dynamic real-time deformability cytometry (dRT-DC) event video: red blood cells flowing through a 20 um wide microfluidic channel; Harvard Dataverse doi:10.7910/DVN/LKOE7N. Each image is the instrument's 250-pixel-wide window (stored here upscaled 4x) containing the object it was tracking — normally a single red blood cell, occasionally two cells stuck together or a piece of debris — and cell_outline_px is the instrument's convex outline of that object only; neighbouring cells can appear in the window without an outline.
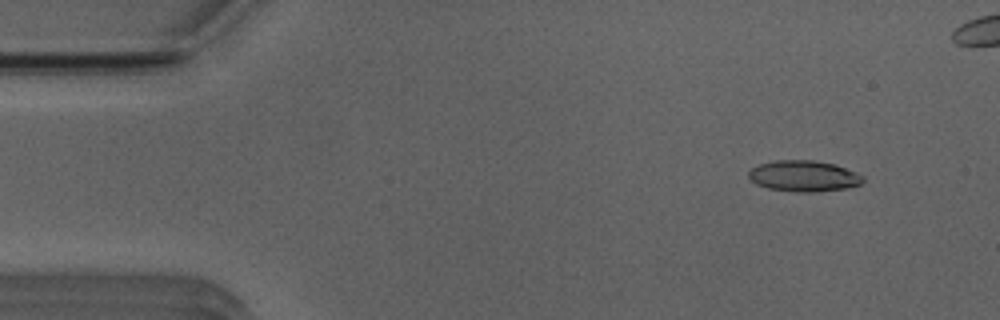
{"species": "Egyptian fruit bat (a non-hibernating species)", "species_latin": "Rousettus aegyptiacus", "temperature_condition": "room temperature", "stored_images_in_passage": 47, "camera_frame_rate_fps": 3000, "um_per_image_px": 0.085, "animal": {"sex": "male"}, "frame": {"image": 1, "passage_image": 5, "time_ms": 1.333, "image_size_px": [1000, 320], "cell_outline_px": [[864, 180], [860, 184], [844, 188], [812, 192], [796, 192], [768, 188], [756, 184], [748, 176], [748, 172], [752, 168], [760, 164], [776, 160], [812, 160], [832, 164], [856, 172], [864, 176]], "centroid_in_image_um": [68.3, 14.96], "position_along_channel_um": 16.7, "area_um2": 20.4}}
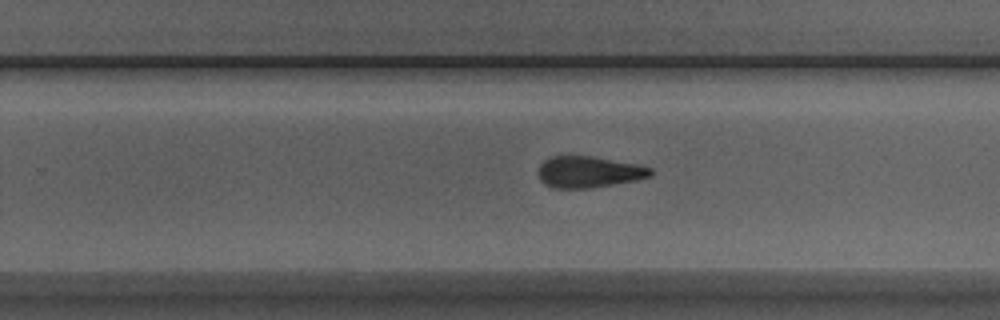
{"frame": {"image": 2, "passage_image": 32, "time_ms": 10.333, "image_size_px": [1000, 320], "cell_outline_px": [[652, 176], [636, 180], [588, 188], [552, 188], [544, 184], [540, 180], [540, 164], [548, 156], [592, 156], [636, 164], [652, 168]], "centroid_in_image_um": [50.03, 14.61], "position_along_channel_um": 279.8, "area_um2": 20.4}}
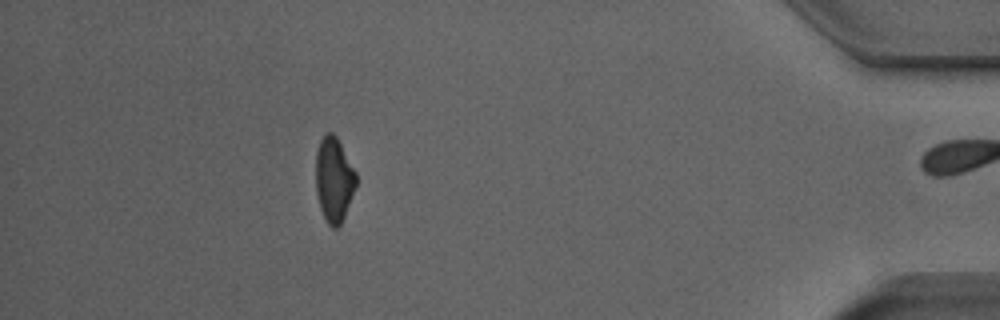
{"frame": {"image": 3, "passage_image": 46, "time_ms": 15.0, "image_size_px": [1000, 320], "cell_outline_px": [[356, 184], [344, 216], [340, 224], [336, 228], [332, 228], [328, 224], [320, 208], [316, 192], [316, 152], [320, 140], [324, 132], [332, 132], [336, 136], [356, 172]], "centroid_in_image_um": [28.36, 15.23], "position_along_channel_um": 406.8, "area_um2": 19.71}, "authors_computed_cell_mechanics": {"area_um2": 20.8658, "velocity_mm_per_s": 3.9577, "shape_relaxation_time_tau1_ms": null, "shape_relaxation_time_tau2_ms": 3.6238, "deformation_change_tau1": null, "deformation_change_tau2": 0.1291}}